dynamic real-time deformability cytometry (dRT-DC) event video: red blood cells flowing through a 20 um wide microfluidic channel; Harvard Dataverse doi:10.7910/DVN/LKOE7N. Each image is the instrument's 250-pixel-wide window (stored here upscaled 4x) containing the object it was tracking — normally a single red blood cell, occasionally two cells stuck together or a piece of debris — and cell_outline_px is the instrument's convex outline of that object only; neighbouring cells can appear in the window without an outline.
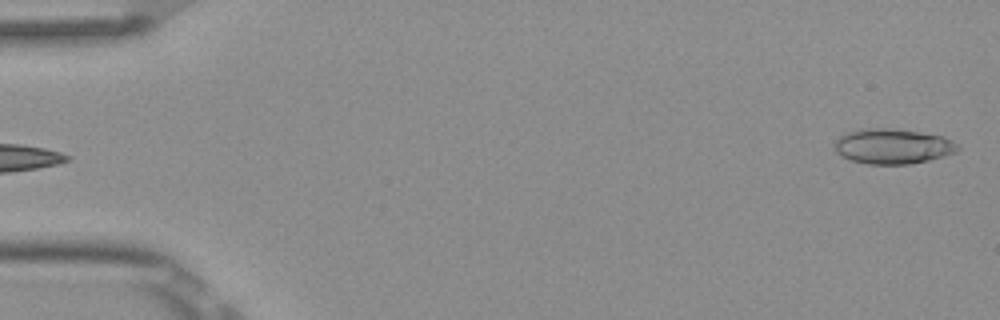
{"species": "Egyptian fruit bat (a non-hibernating species)", "species_latin": "Rousettus aegyptiacus", "temperature_condition": "room temperature", "stored_images_in_passage": 6, "segment_of_instrument_passage": [2, 2], "camera_frame_rate_fps": 3000, "um_per_image_px": 0.085, "frame": {"image": 1, "passage_image": 6, "time_ms": 1.667, "image_size_px": [1000, 320], "cell_outline_px": [[960, 148], [956, 152], [944, 156], [928, 160], [908, 164], [868, 164], [852, 160], [836, 152], [832, 144], [840, 136], [848, 132], [868, 128], [888, 128], [920, 132], [940, 136], [956, 144]], "centroid_in_image_um": [75.85, 12.44], "position_along_channel_um": 9.2, "area_um2": 24.85}}